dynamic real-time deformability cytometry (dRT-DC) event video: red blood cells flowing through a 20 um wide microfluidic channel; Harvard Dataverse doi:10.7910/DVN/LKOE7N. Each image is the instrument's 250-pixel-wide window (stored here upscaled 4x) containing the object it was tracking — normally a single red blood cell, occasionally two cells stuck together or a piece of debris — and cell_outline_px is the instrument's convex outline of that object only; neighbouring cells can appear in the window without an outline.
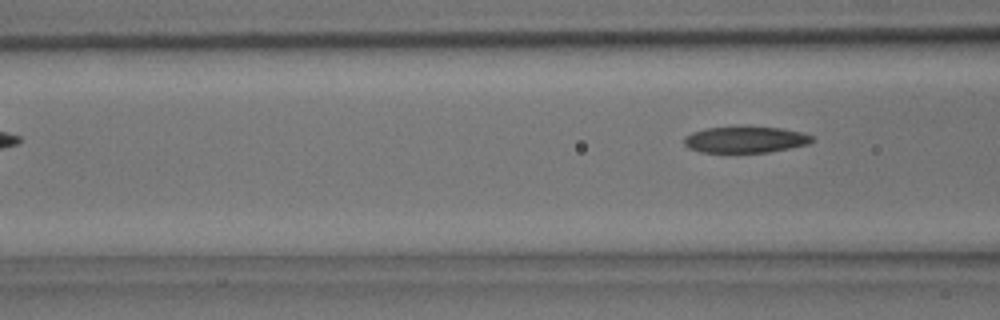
{"species": "common noctule bat (a hibernating species)", "species_latin": "Nyctalus noctula", "temperature_condition": "room temperature", "stored_images_in_passage": 4, "camera_frame_rate_fps": 3000, "um_per_image_px": 0.085, "animal": {"sex": "male", "body_mass_g": 15.6}, "frame": {"image": 1, "passage_image": 4, "time_ms": 1.0, "image_size_px": [1000, 320], "cell_outline_px": [[812, 140], [808, 144], [768, 152], [700, 152], [688, 148], [684, 144], [684, 136], [692, 132], [708, 128], [780, 128], [800, 132], [812, 136]], "centroid_in_image_um": [63.3, 11.89], "position_along_channel_um": 103.3, "area_um2": 19.02}}